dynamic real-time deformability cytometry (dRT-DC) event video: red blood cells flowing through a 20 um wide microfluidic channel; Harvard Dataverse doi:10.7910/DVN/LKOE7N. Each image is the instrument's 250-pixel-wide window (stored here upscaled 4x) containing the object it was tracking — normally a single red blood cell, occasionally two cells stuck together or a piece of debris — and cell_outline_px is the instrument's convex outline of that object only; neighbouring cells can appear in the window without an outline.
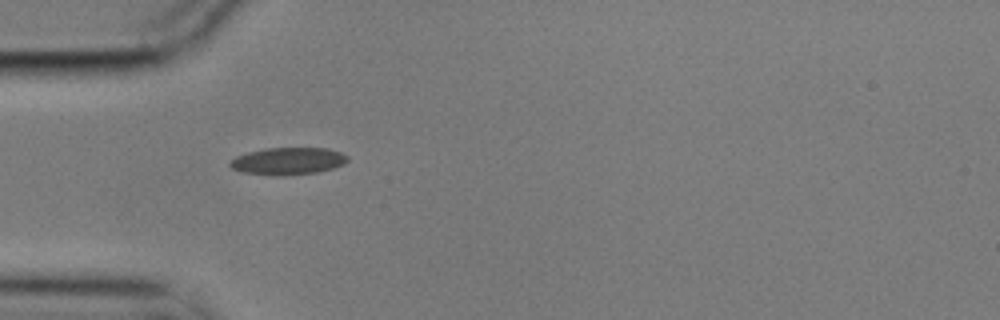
{"species": "common noctule bat (a hibernating species)", "species_latin": "Nyctalus noctula", "temperature_condition": "cold", "stored_images_in_passage": 40, "camera_frame_rate_fps": 3000, "um_per_image_px": 0.085, "animal": {"sex": "male", "body_mass_g": 17.9}, "frame": {"image": 1, "passage_image": 1, "time_ms": 0.0, "image_size_px": [1000, 320], "cell_outline_px": [[348, 160], [344, 164], [332, 168], [316, 172], [240, 172], [232, 168], [228, 164], [236, 156], [248, 152], [264, 148], [328, 148], [340, 152], [348, 156]], "centroid_in_image_um": [24.52, 13.62], "position_along_channel_um": 60.5, "area_um2": 17.51}}
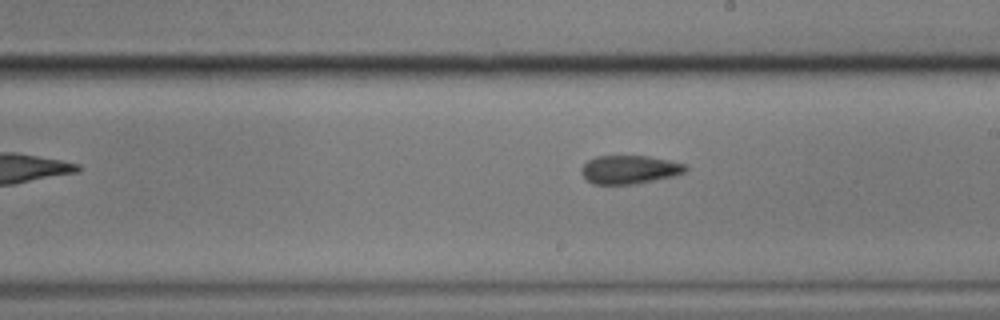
{"frame": {"image": 2, "passage_image": 16, "time_ms": 5.0, "image_size_px": [1000, 320], "cell_outline_px": [[688, 168], [684, 172], [676, 176], [636, 184], [592, 184], [580, 172], [580, 168], [588, 160], [596, 156], [648, 156], [688, 164]], "centroid_in_image_um": [53.53, 14.41], "position_along_channel_um": 235.5, "area_um2": 17.46}}
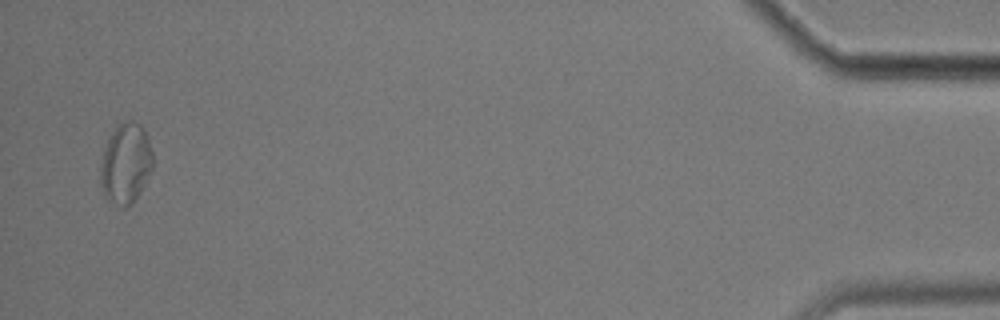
{"frame": {"image": 3, "passage_image": 39, "time_ms": 12.667, "image_size_px": [1000, 320], "cell_outline_px": [[152, 168], [140, 192], [132, 204], [124, 204], [112, 200], [104, 196], [100, 184], [100, 168], [104, 148], [116, 124], [128, 120], [132, 120], [140, 124], [144, 128], [152, 152]], "centroid_in_image_um": [10.68, 13.83], "position_along_channel_um": 424.5, "area_um2": 24.1}, "authors_computed_cell_mechanics": {"area_um2": 18.1492, "velocity_mm_per_s": 3.5428, "shape_relaxation_time_tau1_ms": null, "shape_relaxation_time_tau2_ms": 2.9631, "deformation_change_tau1": null, "deformation_change_tau2": 0.0792}}